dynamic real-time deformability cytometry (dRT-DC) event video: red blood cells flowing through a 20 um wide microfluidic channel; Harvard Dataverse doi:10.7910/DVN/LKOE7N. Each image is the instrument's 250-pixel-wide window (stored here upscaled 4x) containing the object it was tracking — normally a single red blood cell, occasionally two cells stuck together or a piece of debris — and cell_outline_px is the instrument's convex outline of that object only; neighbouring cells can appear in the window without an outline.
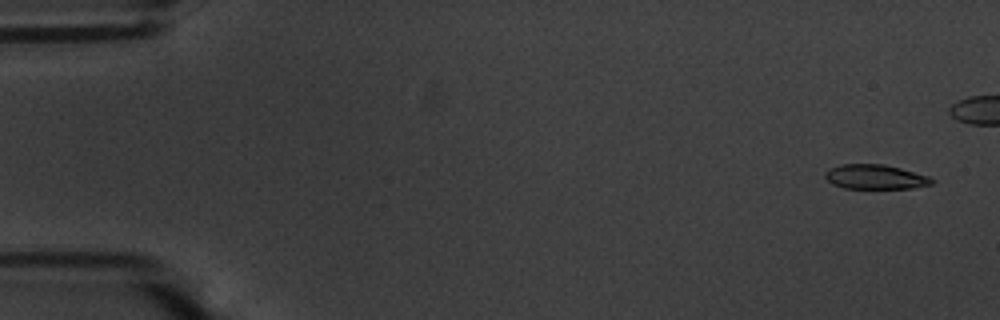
{"species": "common noctule bat (a hibernating species)", "species_latin": "Nyctalus noctula", "temperature_condition": "warm", "stored_images_in_passage": 49, "camera_frame_rate_fps": 3000, "um_per_image_px": 0.085, "animal": {"sex": "male", "body_mass_g": 20.1, "forearm_length_mm": 53.5}, "frame": {"image": 1, "passage_image": 3, "time_ms": 0.667, "image_size_px": [1000, 320], "cell_outline_px": [[936, 180], [932, 184], [912, 188], [844, 188], [832, 184], [824, 176], [824, 172], [828, 168], [840, 164], [884, 164], [900, 168], [928, 176]], "centroid_in_image_um": [74.37, 15.03], "position_along_channel_um": 10.6, "area_um2": 15.32}}
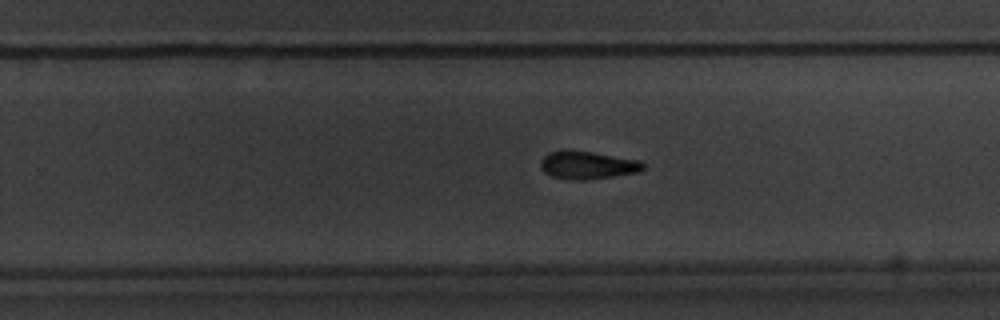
{"frame": {"image": 2, "passage_image": 36, "time_ms": 11.667, "image_size_px": [1000, 320], "cell_outline_px": [[644, 168], [640, 172], [584, 180], [568, 180], [552, 176], [544, 172], [540, 168], [540, 160], [548, 152], [560, 148], [568, 148], [640, 160], [644, 164]], "centroid_in_image_um": [49.87, 14.01], "position_along_channel_um": 279.9, "area_um2": 17.11}}
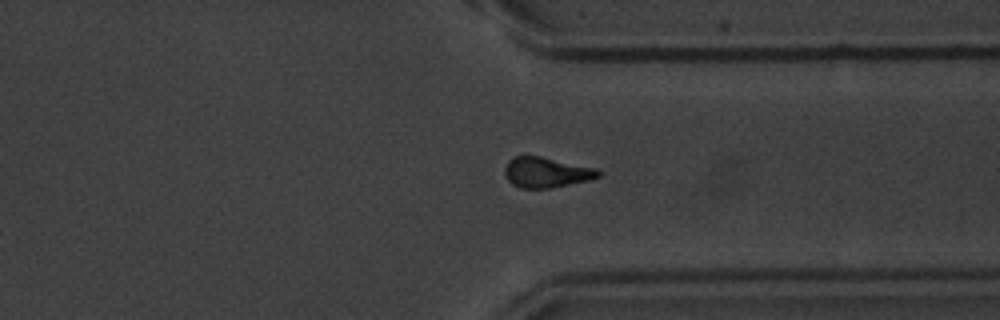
{"frame": {"image": 3, "passage_image": 43, "time_ms": 14.0, "image_size_px": [1000, 320], "cell_outline_px": [[600, 176], [588, 180], [548, 188], [520, 188], [512, 184], [508, 180], [504, 172], [504, 168], [508, 160], [516, 156], [540, 156], [596, 168], [600, 172]], "centroid_in_image_um": [46.4, 14.65], "position_along_channel_um": 365.0, "area_um2": 16.36}, "authors_computed_cell_mechanics": {"area_um2": 16.5886, "velocity_mm_per_s": 3.649, "shape_relaxation_time_tau1_ms": 3.7846, "shape_relaxation_time_tau2_ms": 3.943, "deformation_change_tau1": 0.155, "deformation_change_tau2": 0.121}}